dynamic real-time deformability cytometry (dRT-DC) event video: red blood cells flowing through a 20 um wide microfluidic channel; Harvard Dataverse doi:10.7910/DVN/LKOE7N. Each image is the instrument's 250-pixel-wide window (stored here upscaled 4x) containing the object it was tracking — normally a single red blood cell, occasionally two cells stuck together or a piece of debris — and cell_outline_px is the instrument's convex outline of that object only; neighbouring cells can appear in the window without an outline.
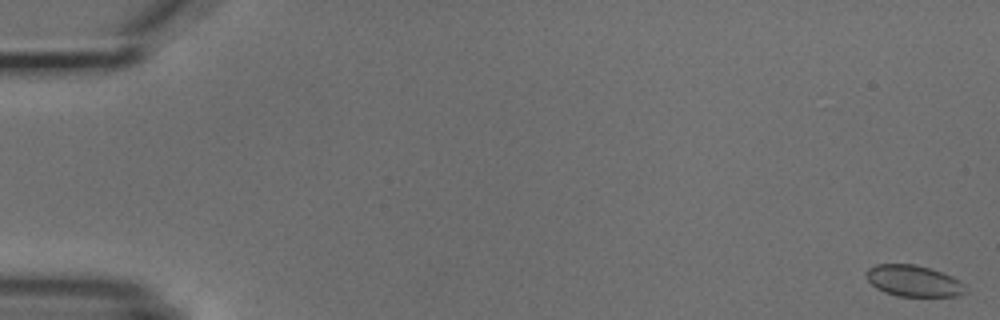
{"species": "common noctule bat (a hibernating species)", "species_latin": "Nyctalus noctula", "temperature_condition": "cold", "stored_images_in_passage": 5, "camera_frame_rate_fps": 3000, "um_per_image_px": 0.085, "animal": {"sex": "male", "body_mass_g": 18.8}, "frame": {"image": 1, "passage_image": 1, "time_ms": 0.0, "image_size_px": [1000, 320], "cell_outline_px": [[964, 292], [956, 296], [896, 296], [884, 292], [876, 288], [864, 276], [864, 272], [868, 268], [876, 264], [916, 264], [952, 276], [960, 280], [964, 284]], "centroid_in_image_um": [77.59, 23.87], "position_along_channel_um": 7.4, "area_um2": 18.09}}